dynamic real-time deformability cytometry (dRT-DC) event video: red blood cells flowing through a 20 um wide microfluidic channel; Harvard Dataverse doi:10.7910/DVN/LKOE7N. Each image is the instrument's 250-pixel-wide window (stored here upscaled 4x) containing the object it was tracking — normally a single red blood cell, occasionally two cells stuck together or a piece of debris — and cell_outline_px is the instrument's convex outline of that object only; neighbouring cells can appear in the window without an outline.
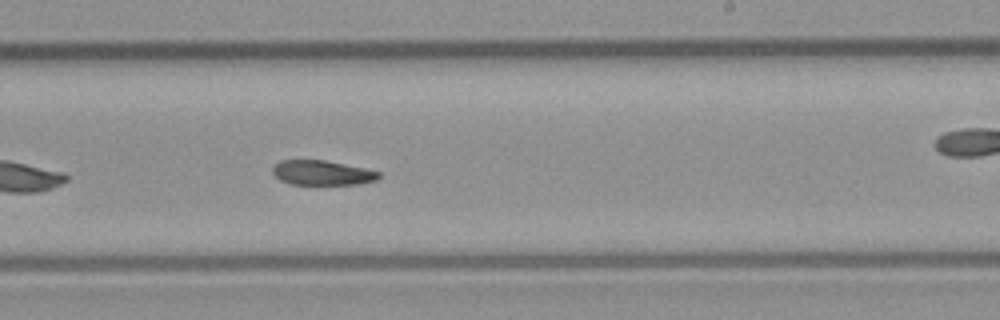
{"species": "common noctule bat (a hibernating species)", "species_latin": "Nyctalus noctula", "temperature_condition": "room temperature", "stored_images_in_passage": 36, "camera_frame_rate_fps": 3000, "um_per_image_px": 0.085, "animal": {"sex": "male", "body_mass_g": 23.1, "forearm_length_mm": 52.7}, "frame": {"image": 1, "passage_image": 16, "time_ms": 5.0, "image_size_px": [1000, 320], "cell_outline_px": [[380, 176], [376, 180], [356, 184], [288, 184], [280, 180], [272, 172], [272, 164], [280, 160], [324, 160], [364, 168], [380, 172]], "centroid_in_image_um": [27.32, 14.68], "position_along_channel_um": 261.7, "area_um2": 15.26}}
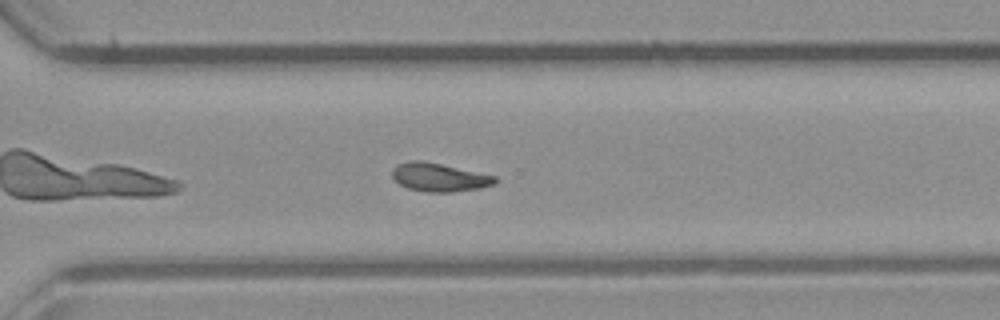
{"frame": {"image": 2, "passage_image": 21, "time_ms": 6.667, "image_size_px": [1000, 320], "cell_outline_px": [[500, 180], [496, 184], [480, 188], [452, 192], [424, 192], [408, 188], [400, 184], [392, 176], [392, 168], [396, 164], [408, 160], [420, 160], [440, 164], [496, 176]], "centroid_in_image_um": [37.34, 15.07], "position_along_channel_um": 333.3, "area_um2": 17.11}, "authors_computed_cell_mechanics": {"area_um2": 16.5308, "velocity_mm_per_s": 4.3107, "shape_relaxation_time_tau1_ms": null, "shape_relaxation_time_tau2_ms": 9.7528, "deformation_change_tau1": null, "deformation_change_tau2": 0.1796}}